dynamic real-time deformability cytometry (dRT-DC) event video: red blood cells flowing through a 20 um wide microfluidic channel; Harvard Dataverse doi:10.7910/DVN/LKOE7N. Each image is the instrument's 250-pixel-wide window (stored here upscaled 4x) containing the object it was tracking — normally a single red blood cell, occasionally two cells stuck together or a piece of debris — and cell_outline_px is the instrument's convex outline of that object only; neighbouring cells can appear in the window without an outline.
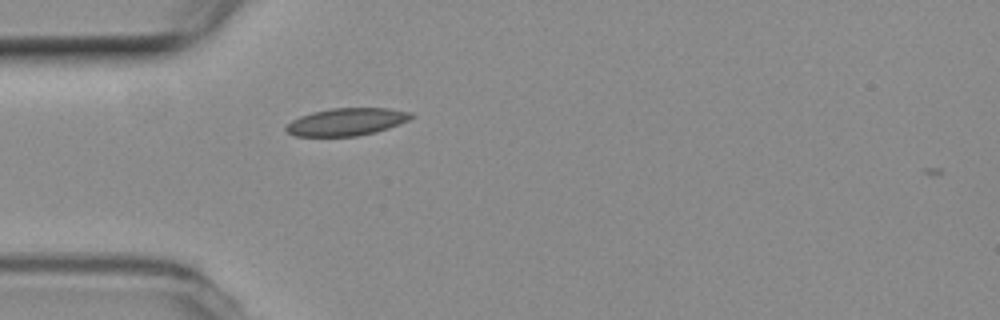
{"species": "common noctule bat (a hibernating species)", "species_latin": "Nyctalus noctula", "temperature_condition": "room temperature", "stored_images_in_passage": 32, "camera_frame_rate_fps": 3000, "um_per_image_px": 0.085, "animal": {"sex": "female", "body_mass_g": 19.3, "forearm_length_mm": 54.1}, "frame": {"image": 1, "passage_image": 1, "time_ms": 0.0, "image_size_px": [1000, 320], "cell_outline_px": [[416, 116], [408, 120], [388, 128], [376, 132], [356, 136], [296, 136], [288, 132], [284, 128], [292, 120], [300, 116], [312, 112], [332, 108], [388, 108], [412, 112]], "centroid_in_image_um": [29.48, 10.35], "position_along_channel_um": 55.5, "area_um2": 20.0}}
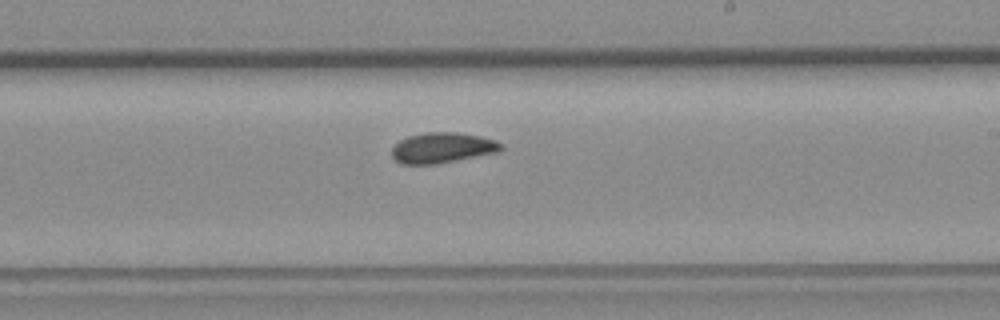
{"frame": {"image": 2, "passage_image": 17, "time_ms": 5.333, "image_size_px": [1000, 320], "cell_outline_px": [[504, 148], [496, 152], [436, 164], [400, 164], [392, 156], [392, 148], [400, 140], [408, 136], [428, 132], [456, 132], [480, 136], [496, 140], [504, 144]], "centroid_in_image_um": [37.6, 12.55], "position_along_channel_um": 251.4, "area_um2": 19.31}}
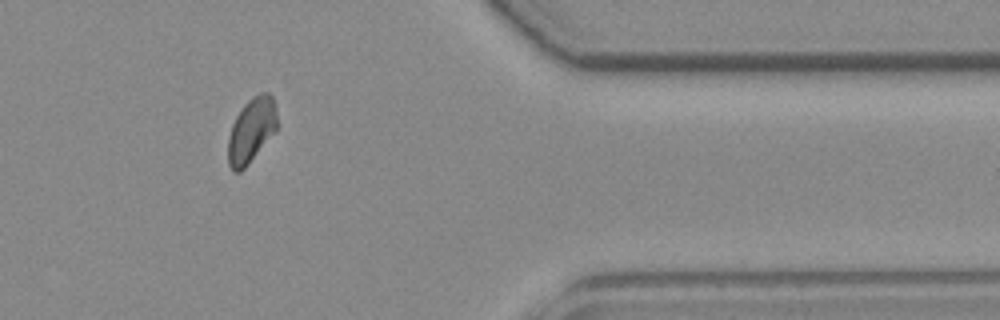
{"frame": {"image": 3, "passage_image": 30, "time_ms": 9.667, "image_size_px": [1000, 320], "cell_outline_px": [[276, 132], [248, 164], [240, 172], [232, 172], [228, 164], [228, 136], [232, 124], [236, 116], [244, 104], [252, 96], [260, 92], [268, 92], [272, 96], [276, 108]], "centroid_in_image_um": [21.36, 11.08], "position_along_channel_um": 390.0, "area_um2": 18.67}, "authors_computed_cell_mechanics": {"area_um2": 19.1896, "velocity_mm_per_s": 3.7642, "shape_relaxation_time_tau1_ms": null, "shape_relaxation_time_tau2_ms": 4.5573, "deformation_change_tau1": null, "deformation_change_tau2": 0.0636}}